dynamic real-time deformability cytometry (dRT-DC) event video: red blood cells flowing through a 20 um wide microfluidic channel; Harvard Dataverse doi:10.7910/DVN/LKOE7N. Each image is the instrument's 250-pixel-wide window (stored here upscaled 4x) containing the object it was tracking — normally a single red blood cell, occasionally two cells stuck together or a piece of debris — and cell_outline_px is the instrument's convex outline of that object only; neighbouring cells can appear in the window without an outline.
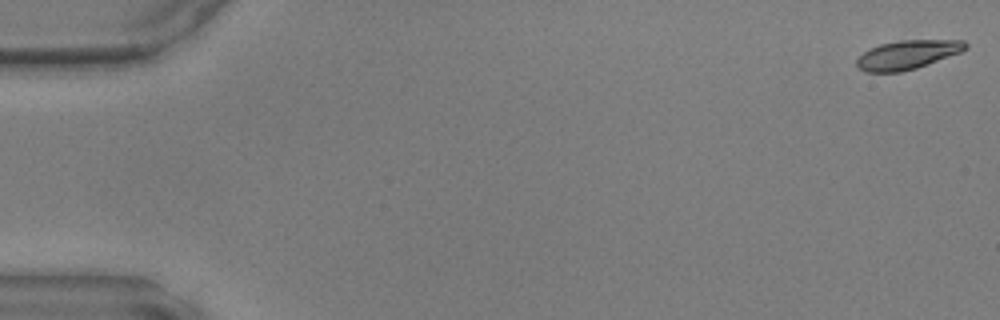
{"species": "common noctule bat (a hibernating species)", "species_latin": "Nyctalus noctula", "temperature_condition": "warm", "stored_images_in_passage": 6, "camera_frame_rate_fps": 3000, "um_per_image_px": 0.085, "animal": {"sex": "male", "body_mass_g": 17.9, "forearm_length_mm": 54.2}, "frame": {"image": 1, "passage_image": 1, "time_ms": 0.0, "image_size_px": [1000, 320], "cell_outline_px": [[968, 48], [960, 52], [916, 68], [900, 72], [864, 72], [856, 64], [856, 60], [864, 52], [880, 44], [900, 40], [964, 40], [968, 44]], "centroid_in_image_um": [77.14, 4.65], "position_along_channel_um": 7.9, "area_um2": 18.15}}